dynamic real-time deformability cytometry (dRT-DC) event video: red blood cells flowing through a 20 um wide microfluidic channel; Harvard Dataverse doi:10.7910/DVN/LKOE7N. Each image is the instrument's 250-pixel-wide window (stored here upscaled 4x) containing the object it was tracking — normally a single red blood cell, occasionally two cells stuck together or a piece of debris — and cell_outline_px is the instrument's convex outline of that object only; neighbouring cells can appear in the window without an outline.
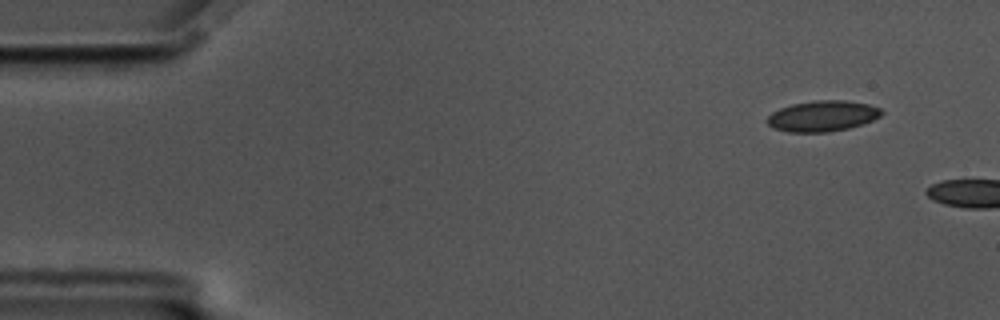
{"species": "common noctule bat (a hibernating species)", "species_latin": "Nyctalus noctula", "temperature_condition": "cold", "stored_images_in_passage": 8, "camera_frame_rate_fps": 3000, "um_per_image_px": 0.085, "animal": {"sex": "male", "body_mass_g": 17.5, "forearm_length_mm": 52.3}, "frame": {"image": 1, "passage_image": 5, "time_ms": 1.333, "image_size_px": [1000, 320], "cell_outline_px": [[884, 112], [880, 116], [864, 124], [848, 128], [828, 132], [788, 132], [776, 128], [768, 124], [768, 116], [772, 112], [780, 108], [792, 104], [816, 100], [844, 100], [868, 104], [880, 108]], "centroid_in_image_um": [69.94, 9.86], "position_along_channel_um": 15.1, "area_um2": 20.4}}